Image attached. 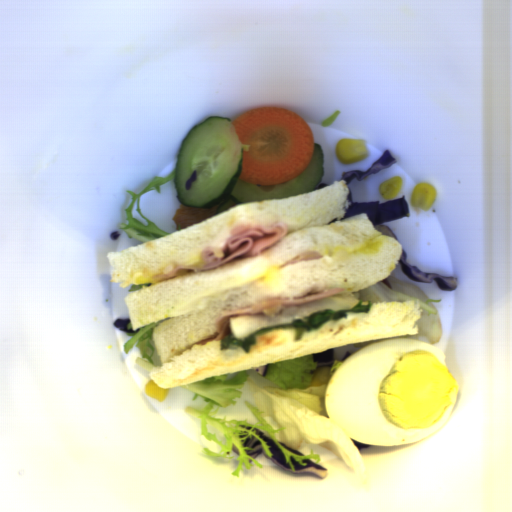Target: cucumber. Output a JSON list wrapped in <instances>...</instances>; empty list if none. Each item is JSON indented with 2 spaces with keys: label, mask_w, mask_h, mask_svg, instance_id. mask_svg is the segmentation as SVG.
<instances>
[{
  "label": "cucumber",
  "mask_w": 512,
  "mask_h": 512,
  "mask_svg": "<svg viewBox=\"0 0 512 512\" xmlns=\"http://www.w3.org/2000/svg\"><path fill=\"white\" fill-rule=\"evenodd\" d=\"M243 144L225 116L206 117L193 125L176 153L172 177L176 200L195 209L214 208L215 215L250 201L280 200L316 191L324 171L321 145L313 147L307 167L271 185L245 183L240 176ZM193 170L196 181L185 190Z\"/></svg>",
  "instance_id": "obj_1"
}]
</instances>
